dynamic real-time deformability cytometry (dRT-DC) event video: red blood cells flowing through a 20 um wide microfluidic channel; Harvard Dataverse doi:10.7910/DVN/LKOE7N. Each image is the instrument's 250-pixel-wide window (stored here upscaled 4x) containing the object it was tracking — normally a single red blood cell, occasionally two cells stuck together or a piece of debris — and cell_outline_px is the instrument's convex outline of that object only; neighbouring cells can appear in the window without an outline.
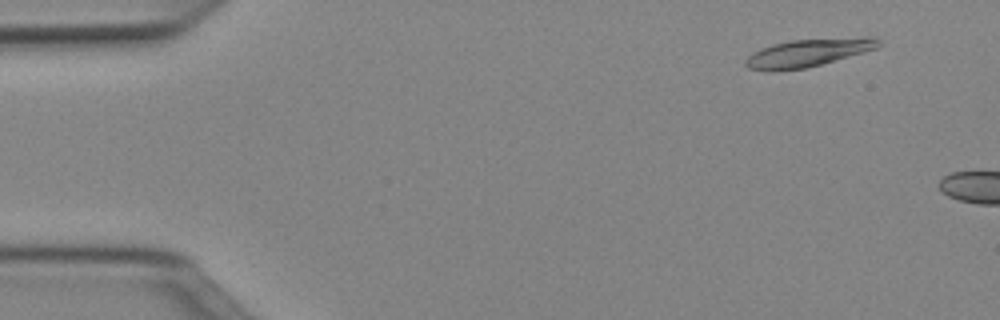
{"species": "Egyptian fruit bat (a non-hibernating species)", "species_latin": "Rousettus aegyptiacus", "temperature_condition": "cold", "stored_images_in_passage": 7, "camera_frame_rate_fps": 3000, "um_per_image_px": 0.085, "animal": {"sex": "female"}, "frame": {"image": 1, "passage_image": 4, "time_ms": 1.0, "image_size_px": [1000, 320], "cell_outline_px": [[884, 44], [876, 48], [864, 52], [808, 68], [748, 68], [744, 64], [744, 60], [752, 52], [772, 44], [792, 40], [868, 36], [876, 36]], "centroid_in_image_um": [68.82, 4.43], "position_along_channel_um": 16.2, "area_um2": 21.15}}